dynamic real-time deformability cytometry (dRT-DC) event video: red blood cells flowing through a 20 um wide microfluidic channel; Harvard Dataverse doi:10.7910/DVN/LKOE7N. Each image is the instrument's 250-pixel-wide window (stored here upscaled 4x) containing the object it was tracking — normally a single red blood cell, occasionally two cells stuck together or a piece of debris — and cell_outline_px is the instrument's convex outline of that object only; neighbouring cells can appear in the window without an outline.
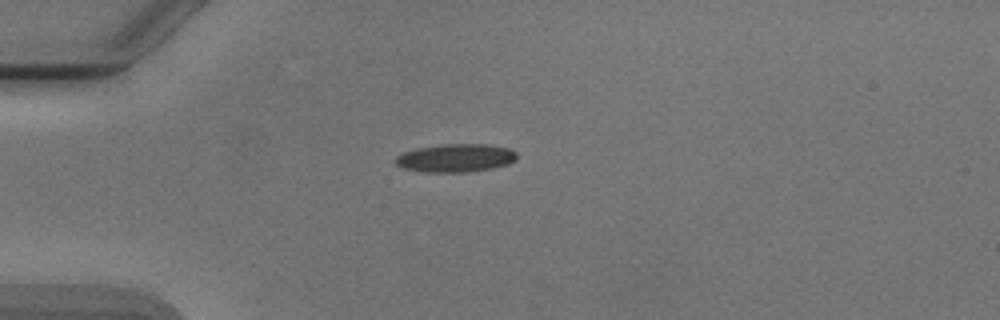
{"species": "Egyptian fruit bat (a non-hibernating species)", "species_latin": "Rousettus aegyptiacus", "temperature_condition": "cold", "stored_images_in_passage": 3, "camera_frame_rate_fps": 3000, "um_per_image_px": 0.085, "animal": {"sex": "male"}, "frame": {"image": 1, "passage_image": 1, "time_ms": 0.0, "image_size_px": [1000, 320], "cell_outline_px": [[516, 160], [508, 164], [492, 168], [468, 172], [424, 172], [404, 168], [396, 164], [392, 160], [396, 156], [404, 152], [416, 148], [444, 144], [484, 144], [508, 148], [516, 152]], "centroid_in_image_um": [38.7, 13.43], "position_along_channel_um": 46.3, "area_um2": 19.94}}
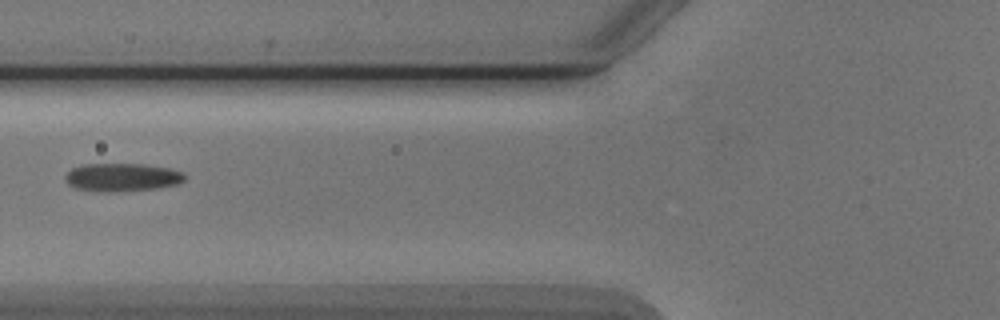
{"frame": {"image": 2, "passage_image": 3, "time_ms": 2.333, "image_size_px": [1000, 320], "cell_outline_px": [[184, 180], [176, 184], [156, 188], [108, 192], [104, 192], [76, 188], [68, 184], [64, 180], [64, 176], [72, 168], [84, 164], [144, 164], [168, 168], [184, 172]], "centroid_in_image_um": [10.34, 15.06], "position_along_channel_um": 115.5, "area_um2": 19.42}}